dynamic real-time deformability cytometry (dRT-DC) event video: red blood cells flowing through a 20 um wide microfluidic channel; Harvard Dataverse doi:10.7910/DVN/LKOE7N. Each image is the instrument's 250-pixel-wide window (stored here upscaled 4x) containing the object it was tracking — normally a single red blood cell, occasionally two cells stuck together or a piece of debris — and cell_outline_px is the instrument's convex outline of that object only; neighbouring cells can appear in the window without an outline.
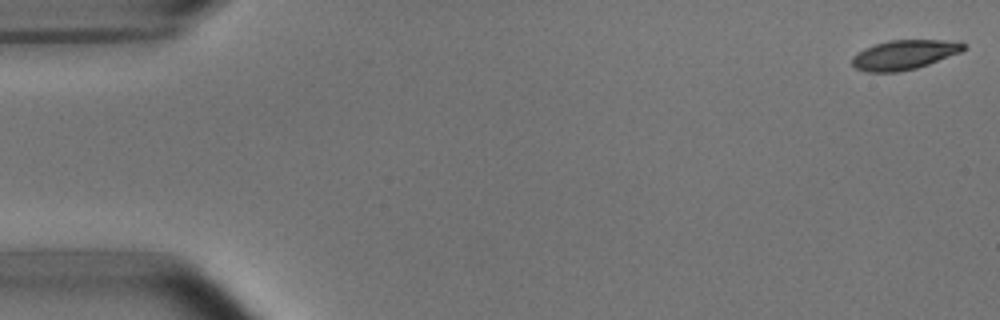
{"species": "common noctule bat (a hibernating species)", "species_latin": "Nyctalus noctula", "temperature_condition": "room temperature", "stored_images_in_passage": 11, "camera_frame_rate_fps": 3000, "um_per_image_px": 0.085, "animal": {"sex": "male", "body_mass_g": 15.6}, "frame": {"image": 1, "passage_image": 1, "time_ms": 0.0, "image_size_px": [1000, 320], "cell_outline_px": [[968, 48], [960, 52], [928, 64], [916, 68], [896, 72], [868, 72], [856, 68], [852, 64], [852, 56], [856, 52], [864, 48], [888, 40], [944, 40], [964, 44]], "centroid_in_image_um": [76.82, 4.65], "position_along_channel_um": 8.2, "area_um2": 19.02}}